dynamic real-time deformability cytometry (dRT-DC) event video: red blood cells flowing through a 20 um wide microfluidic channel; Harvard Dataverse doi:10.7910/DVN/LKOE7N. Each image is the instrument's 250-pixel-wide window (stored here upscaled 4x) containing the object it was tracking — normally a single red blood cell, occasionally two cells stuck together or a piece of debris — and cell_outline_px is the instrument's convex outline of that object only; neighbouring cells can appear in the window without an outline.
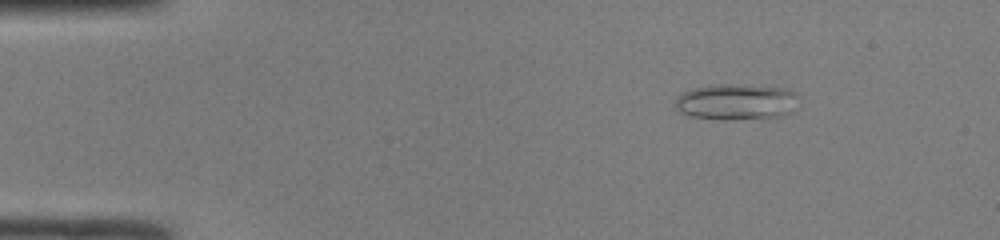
{"species": "common noctule bat (a hibernating species)", "species_latin": "Nyctalus noctula", "temperature_condition": "room temperature", "stored_images_in_passage": 48, "camera_frame_rate_fps": 3000, "um_per_image_px": 0.085, "animal": {"sex": "male", "body_mass_g": 19.0, "forearm_length_mm": 50.8}, "frame": {"image": 1, "passage_image": 7, "time_ms": 2.0, "image_size_px": [1000, 240], "cell_outline_px": [[800, 108], [792, 112], [780, 116], [728, 120], [724, 120], [692, 116], [676, 112], [676, 96], [684, 92], [696, 88], [720, 84], [748, 84], [788, 88], [796, 96]], "centroid_in_image_um": [62.63, 8.66], "position_along_channel_um": 22.4, "area_um2": 26.24}}
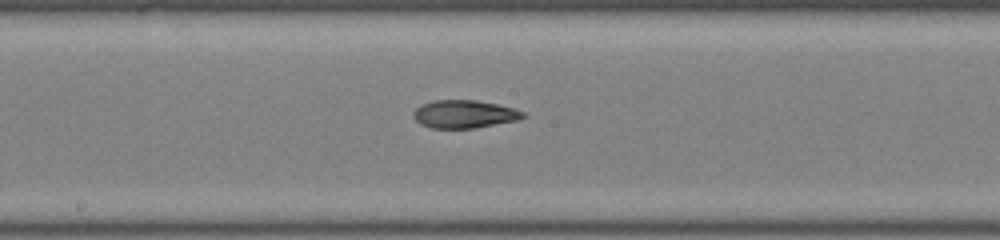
{"frame": {"image": 2, "passage_image": 26, "time_ms": 8.333, "image_size_px": [1000, 240], "cell_outline_px": [[524, 116], [516, 120], [472, 128], [432, 128], [420, 124], [412, 116], [412, 112], [420, 104], [432, 100], [476, 100], [496, 104], [512, 108], [524, 112]], "centroid_in_image_um": [39.38, 9.69], "position_along_channel_um": 208.8, "area_um2": 17.69}}
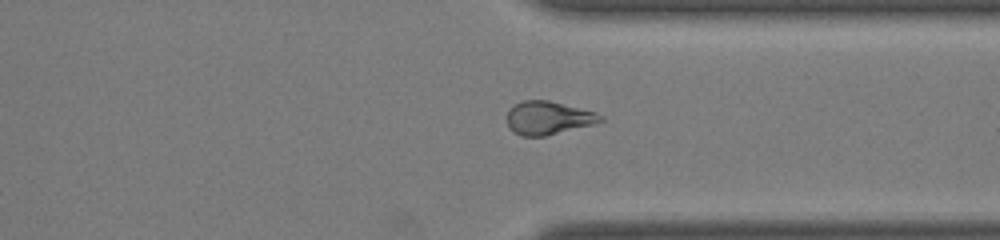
{"frame": {"image": 3, "passage_image": 37, "time_ms": 12.0, "image_size_px": [1000, 240], "cell_outline_px": [[604, 120], [596, 124], [544, 136], [520, 136], [512, 132], [508, 128], [508, 112], [516, 104], [524, 100], [548, 100], [596, 112], [604, 116]], "centroid_in_image_um": [46.63, 10.04], "position_along_channel_um": 364.8, "area_um2": 18.15}, "authors_computed_cell_mechanics": {"area_um2": 19.1896, "velocity_mm_per_s": 4.2424, "shape_relaxation_time_tau1_ms": null, "shape_relaxation_time_tau2_ms": 3.0509, "deformation_change_tau1": null, "deformation_change_tau2": 0.1047}}